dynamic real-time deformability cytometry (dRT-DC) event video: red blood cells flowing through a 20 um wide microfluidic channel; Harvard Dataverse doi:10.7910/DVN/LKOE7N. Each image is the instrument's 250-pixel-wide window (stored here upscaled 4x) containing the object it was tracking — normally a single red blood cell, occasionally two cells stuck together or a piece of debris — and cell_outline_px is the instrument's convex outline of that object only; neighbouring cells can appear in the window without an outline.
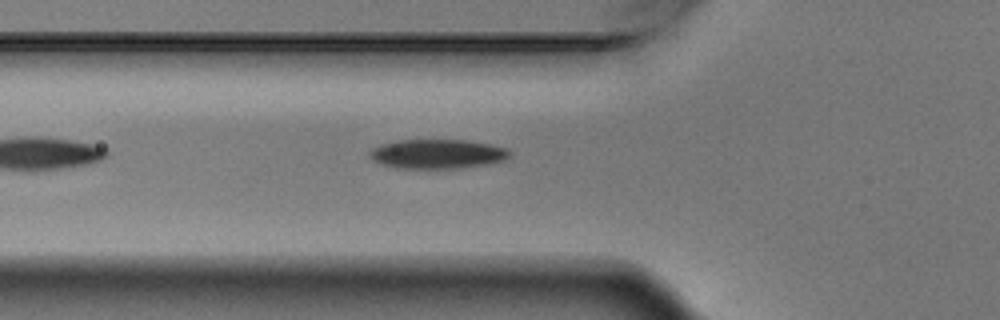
{"species": "Egyptian fruit bat (a non-hibernating species)", "species_latin": "Rousettus aegyptiacus", "temperature_condition": "warm", "stored_images_in_passage": 5, "camera_frame_rate_fps": 3000, "um_per_image_px": 0.085, "animal": {"sex": "male"}, "frame": {"image": 1, "passage_image": 5, "time_ms": 1.333, "image_size_px": [1000, 320], "cell_outline_px": [[512, 152], [504, 160], [484, 164], [460, 168], [396, 168], [380, 164], [372, 160], [368, 156], [368, 152], [372, 148], [384, 144], [400, 140], [468, 140], [492, 144], [508, 148]], "centroid_in_image_um": [37.17, 13.08], "position_along_channel_um": 88.6, "area_um2": 23.99}}